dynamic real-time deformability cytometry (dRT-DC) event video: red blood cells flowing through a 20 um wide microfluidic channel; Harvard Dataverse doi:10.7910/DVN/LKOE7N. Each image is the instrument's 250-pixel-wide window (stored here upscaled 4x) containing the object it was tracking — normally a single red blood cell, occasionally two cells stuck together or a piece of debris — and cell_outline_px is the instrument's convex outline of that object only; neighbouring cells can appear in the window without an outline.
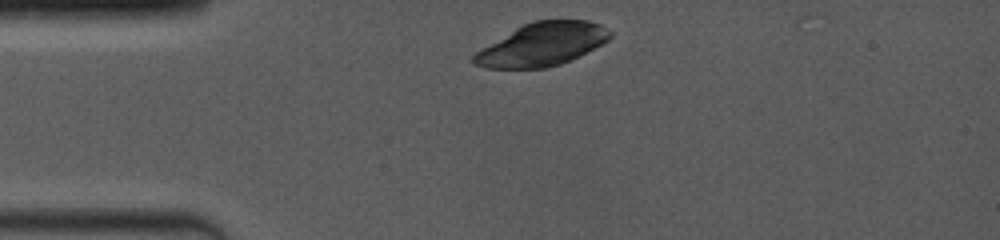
{"species": "common noctule bat (a hibernating species)", "species_latin": "Nyctalus noctula", "temperature_condition": "room temperature", "stored_images_in_passage": 11, "camera_frame_rate_fps": 4000, "um_per_image_px": 0.085, "animal": {"sex": "female", "body_mass_g": 19.0, "forearm_length_mm": 53.3}, "frame": {"image": 1, "passage_image": 2, "time_ms": 0.25, "image_size_px": [1000, 240], "cell_outline_px": [[612, 36], [604, 44], [560, 64], [544, 68], [488, 68], [472, 64], [472, 56], [476, 52], [516, 28], [532, 20], [588, 20], [600, 24], [612, 32]], "centroid_in_image_um": [46.11, 3.77], "position_along_channel_um": 38.9, "area_um2": 33.93}}